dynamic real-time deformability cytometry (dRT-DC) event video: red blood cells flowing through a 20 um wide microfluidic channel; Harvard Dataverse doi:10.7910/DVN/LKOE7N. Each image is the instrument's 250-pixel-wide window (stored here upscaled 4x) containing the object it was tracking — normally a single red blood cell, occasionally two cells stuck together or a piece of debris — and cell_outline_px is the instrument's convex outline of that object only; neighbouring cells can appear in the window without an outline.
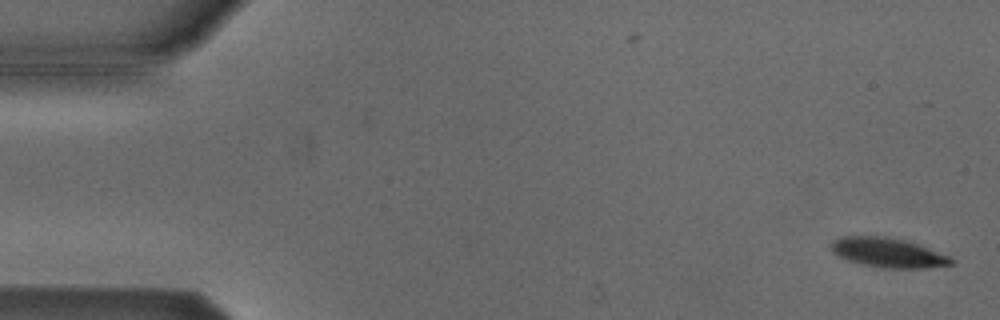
{"species": "Egyptian fruit bat (a non-hibernating species)", "species_latin": "Rousettus aegyptiacus", "temperature_condition": "cold", "stored_images_in_passage": 53, "camera_frame_rate_fps": 3000, "um_per_image_px": 0.085, "animal": {"sex": "male"}, "frame": {"image": 1, "passage_image": 1, "time_ms": 0.0, "image_size_px": [1000, 320], "cell_outline_px": [[956, 264], [928, 268], [884, 268], [864, 264], [848, 260], [832, 252], [832, 240], [840, 236], [884, 236], [904, 240], [952, 256], [956, 260]], "centroid_in_image_um": [75.55, 21.48], "position_along_channel_um": 9.5, "area_um2": 20.69}}
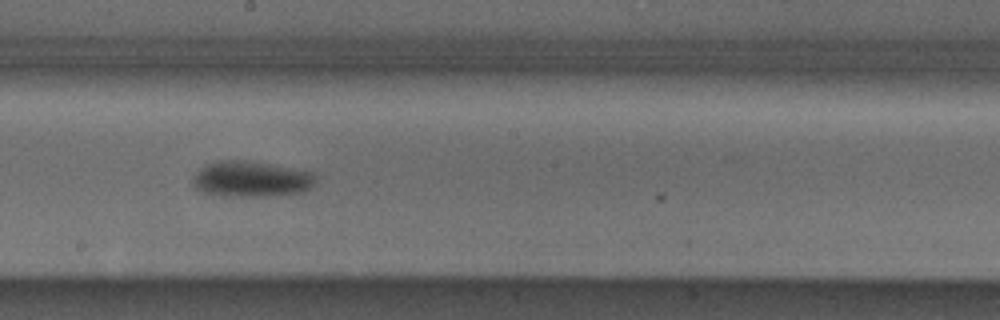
{"frame": {"image": 2, "passage_image": 29, "time_ms": 9.333, "image_size_px": [1000, 320], "cell_outline_px": [[316, 184], [308, 192], [268, 196], [220, 196], [204, 192], [196, 188], [192, 184], [192, 180], [196, 172], [200, 168], [216, 160], [236, 160], [268, 164], [316, 172]], "centroid_in_image_um": [21.41, 15.24], "position_along_channel_um": 226.8, "area_um2": 25.89}}
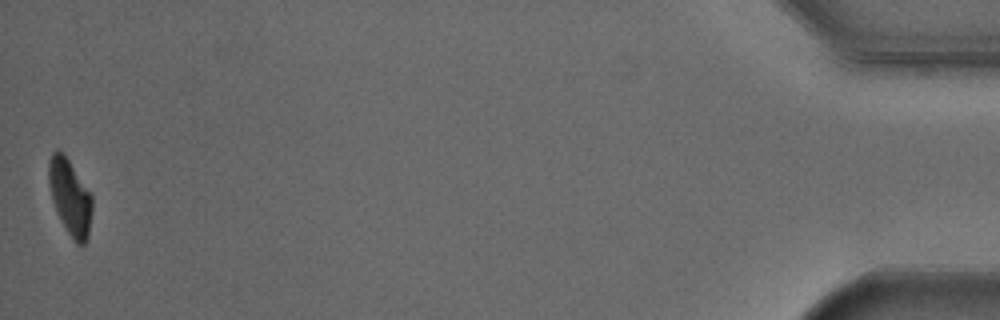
{"frame": {"image": 3, "passage_image": 53, "time_ms": 17.333, "image_size_px": [1000, 320], "cell_outline_px": [[92, 212], [88, 236], [84, 244], [76, 244], [72, 240], [56, 212], [52, 200], [48, 184], [48, 160], [52, 152], [56, 148], [68, 160], [92, 196]], "centroid_in_image_um": [5.93, 16.78], "position_along_channel_um": 429.3, "area_um2": 19.07}, "authors_computed_cell_mechanics": {"area_um2": 22.4842, "velocity_mm_per_s": 3.7743, "shape_relaxation_time_tau1_ms": 2.0396, "shape_relaxation_time_tau2_ms": null, "deformation_change_tau1": 0.1064, "deformation_change_tau2": null}}